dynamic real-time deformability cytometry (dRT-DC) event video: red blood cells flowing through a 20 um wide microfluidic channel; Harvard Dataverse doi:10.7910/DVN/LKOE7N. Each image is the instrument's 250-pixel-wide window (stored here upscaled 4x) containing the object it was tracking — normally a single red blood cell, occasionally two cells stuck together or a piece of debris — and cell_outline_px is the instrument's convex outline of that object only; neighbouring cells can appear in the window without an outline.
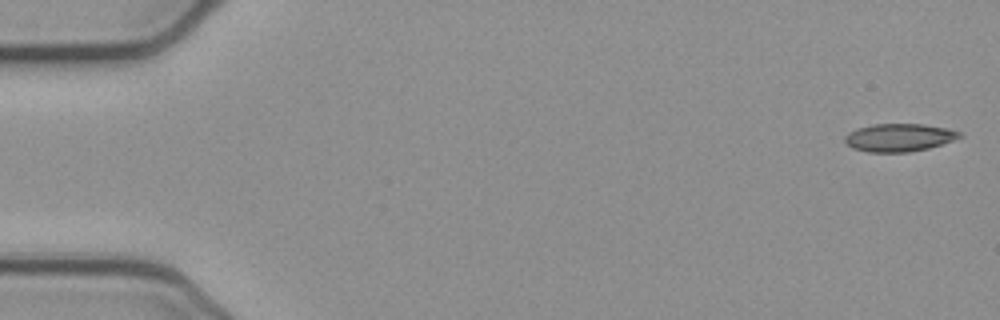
{"species": "common noctule bat (a hibernating species)", "species_latin": "Nyctalus noctula", "temperature_condition": "cold", "stored_images_in_passage": 52, "camera_frame_rate_fps": 3000, "um_per_image_px": 0.085, "animal": {"sex": "female", "body_mass_g": 21.9}, "frame": {"image": 1, "passage_image": 1, "time_ms": 0.0, "image_size_px": [1000, 320], "cell_outline_px": [[964, 136], [928, 148], [908, 152], [868, 152], [852, 148], [844, 140], [844, 136], [848, 132], [856, 128], [872, 124], [924, 124], [948, 128], [960, 132]], "centroid_in_image_um": [76.4, 11.68], "position_along_channel_um": 8.6, "area_um2": 18.67}}
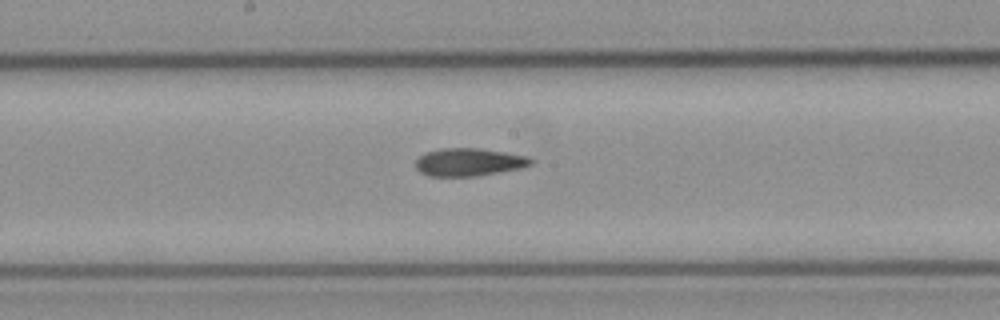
{"frame": {"image": 2, "passage_image": 27, "time_ms": 8.667, "image_size_px": [1000, 320], "cell_outline_px": [[536, 160], [532, 164], [524, 168], [476, 176], [428, 176], [420, 172], [416, 168], [416, 160], [424, 152], [440, 148], [480, 148], [528, 156]], "centroid_in_image_um": [39.89, 13.78], "position_along_channel_um": 208.3, "area_um2": 18.96}}
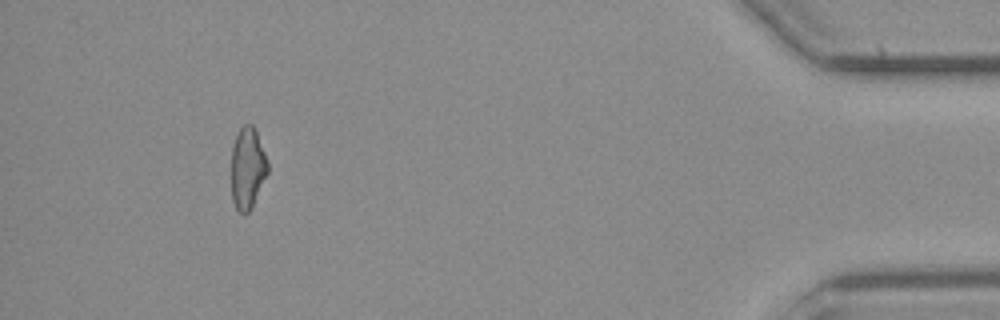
{"frame": {"image": 3, "passage_image": 48, "time_ms": 15.667, "image_size_px": [1000, 320], "cell_outline_px": [[268, 172], [252, 208], [244, 216], [236, 208], [232, 200], [232, 144], [240, 128], [244, 124], [252, 124], [256, 128], [268, 164]], "centroid_in_image_um": [21.04, 14.29], "position_along_channel_um": 414.2, "area_um2": 17.4}, "authors_computed_cell_mechanics": {"area_um2": 18.7561, "velocity_mm_per_s": 3.9108, "shape_relaxation_time_tau1_ms": null, "shape_relaxation_time_tau2_ms": 6.697, "deformation_change_tau1": null, "deformation_change_tau2": 0.1736}}